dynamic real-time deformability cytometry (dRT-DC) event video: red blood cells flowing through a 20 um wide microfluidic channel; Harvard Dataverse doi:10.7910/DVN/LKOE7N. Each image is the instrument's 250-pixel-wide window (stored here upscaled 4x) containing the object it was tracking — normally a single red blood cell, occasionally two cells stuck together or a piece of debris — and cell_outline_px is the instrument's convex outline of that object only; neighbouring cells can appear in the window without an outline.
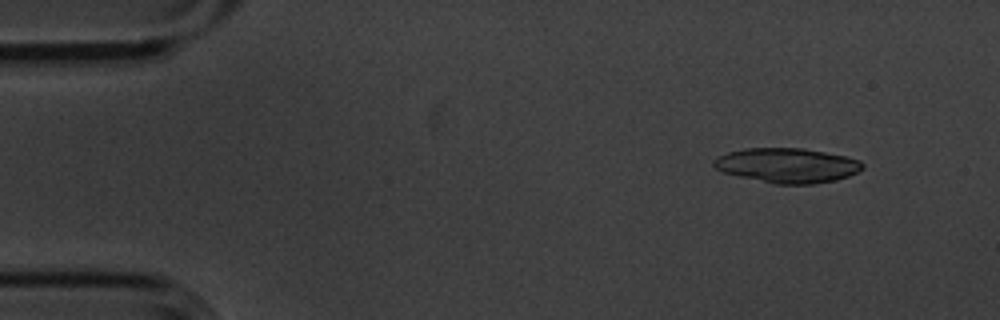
{"species": "common noctule bat (a hibernating species)", "species_latin": "Nyctalus noctula", "temperature_condition": "cold", "stored_images_in_passage": 8, "camera_frame_rate_fps": 3000, "um_per_image_px": 0.085, "animal": {"sex": "male", "body_mass_g": 20.1, "forearm_length_mm": 53.5}, "frame": {"image": 1, "passage_image": 2, "time_ms": 0.333, "image_size_px": [1000, 320], "cell_outline_px": [[864, 168], [848, 176], [836, 180], [812, 184], [776, 184], [740, 176], [724, 172], [716, 168], [712, 164], [712, 160], [716, 156], [728, 152], [744, 148], [804, 148], [848, 156], [860, 160], [864, 164]], "centroid_in_image_um": [66.93, 14.04], "position_along_channel_um": 18.1, "area_um2": 30.17}}